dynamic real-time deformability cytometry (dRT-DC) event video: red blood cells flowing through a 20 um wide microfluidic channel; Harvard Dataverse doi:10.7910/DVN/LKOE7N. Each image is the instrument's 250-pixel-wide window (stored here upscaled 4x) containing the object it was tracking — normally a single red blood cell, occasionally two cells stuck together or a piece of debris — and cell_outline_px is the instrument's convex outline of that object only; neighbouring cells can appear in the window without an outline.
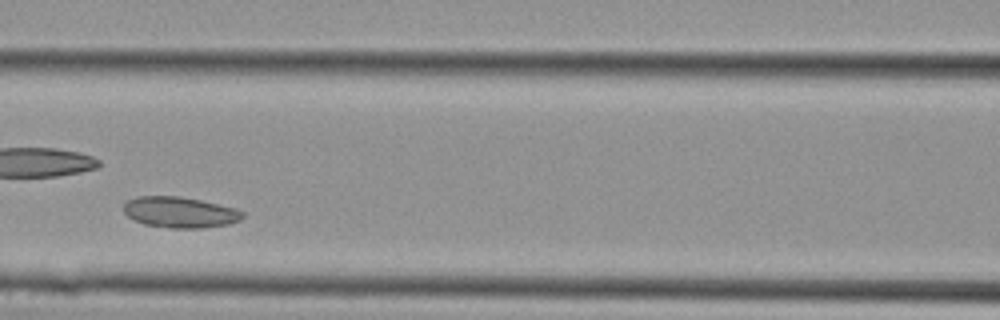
{"species": "Egyptian fruit bat (a non-hibernating species)", "species_latin": "Rousettus aegyptiacus", "temperature_condition": "cold", "stored_images_in_passage": 13, "camera_frame_rate_fps": 3000, "um_per_image_px": 0.085, "animal": {"sex": "female"}, "frame": {"image": 1, "passage_image": 6, "time_ms": 1.667, "image_size_px": [1000, 320], "cell_outline_px": [[244, 216], [240, 220], [228, 224], [200, 228], [168, 228], [144, 224], [128, 216], [124, 212], [124, 204], [128, 200], [136, 196], [176, 196], [200, 200], [232, 208], [244, 212]], "centroid_in_image_um": [15.26, 18.04], "position_along_channel_um": 151.3, "area_um2": 21.15}}
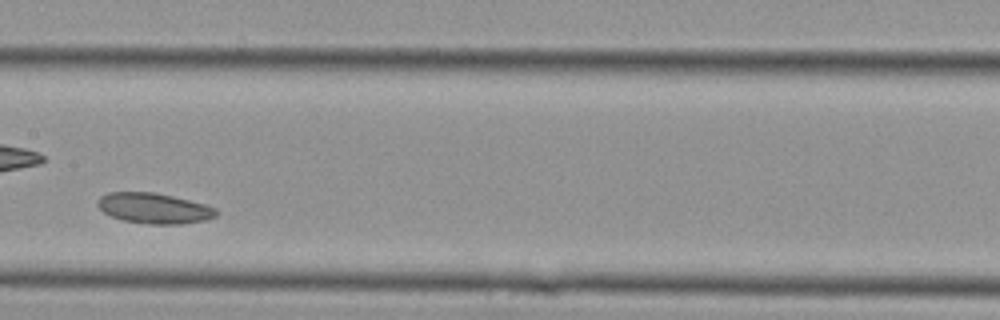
{"frame": {"image": 2, "passage_image": 8, "time_ms": 2.333, "image_size_px": [1000, 320], "cell_outline_px": [[220, 212], [216, 216], [204, 220], [180, 224], [148, 224], [120, 220], [104, 212], [96, 204], [96, 200], [100, 196], [108, 192], [156, 192], [204, 204], [216, 208]], "centroid_in_image_um": [13.07, 17.7], "position_along_channel_um": 194.3, "area_um2": 21.15}}
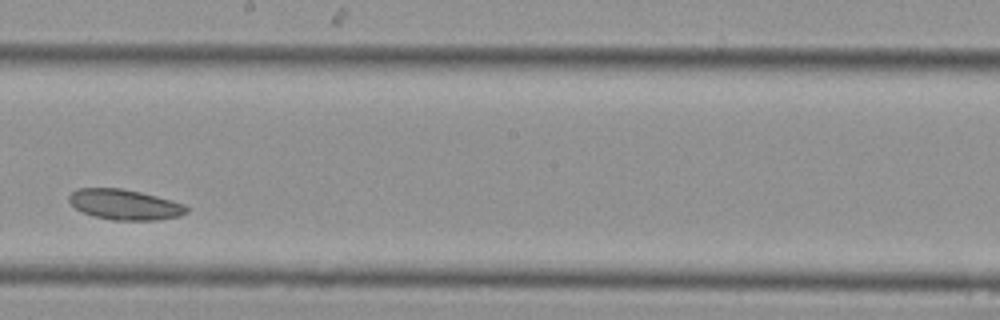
{"frame": {"image": 3, "passage_image": 10, "time_ms": 3.0, "image_size_px": [1000, 320], "cell_outline_px": [[188, 212], [180, 216], [156, 220], [112, 220], [92, 216], [76, 208], [68, 200], [68, 196], [76, 188], [120, 188], [140, 192], [172, 200], [184, 204], [188, 208]], "centroid_in_image_um": [10.6, 17.39], "position_along_channel_um": 237.6, "area_um2": 20.81}}